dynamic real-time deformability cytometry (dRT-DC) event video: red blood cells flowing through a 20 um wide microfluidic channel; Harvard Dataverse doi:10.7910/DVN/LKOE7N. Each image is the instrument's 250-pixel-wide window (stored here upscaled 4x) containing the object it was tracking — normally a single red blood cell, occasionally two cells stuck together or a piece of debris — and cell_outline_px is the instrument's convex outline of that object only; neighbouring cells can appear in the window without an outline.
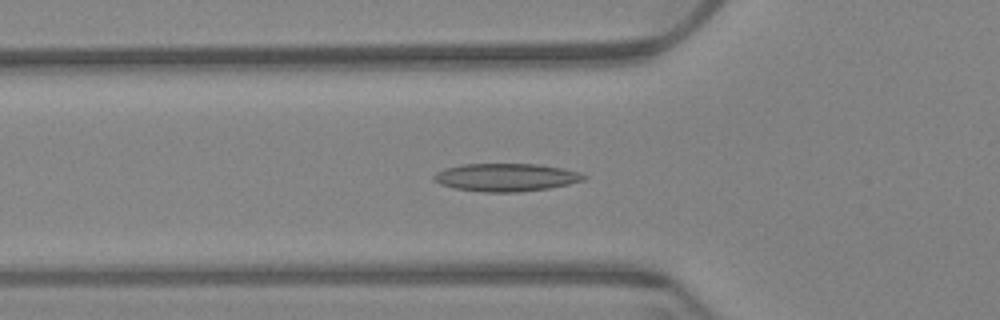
{"species": "Egyptian fruit bat (a non-hibernating species)", "species_latin": "Rousettus aegyptiacus", "temperature_condition": "warm", "stored_images_in_passage": 46, "camera_frame_rate_fps": 3000, "um_per_image_px": 0.085, "animal": {"sex": "female"}, "frame": {"image": 1, "passage_image": 11, "time_ms": 3.333, "image_size_px": [1000, 320], "cell_outline_px": [[588, 176], [584, 180], [568, 184], [548, 188], [520, 192], [484, 192], [456, 188], [440, 184], [432, 180], [432, 176], [436, 172], [444, 168], [464, 164], [536, 164], [564, 168], [580, 172]], "centroid_in_image_um": [43.01, 15.07], "position_along_channel_um": 82.8, "area_um2": 24.45}}
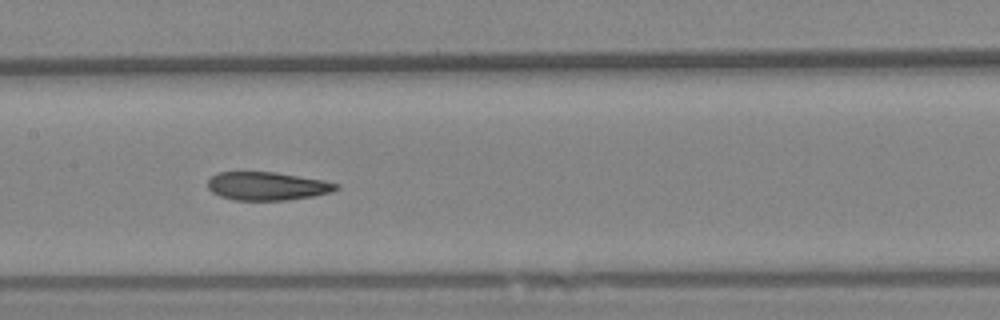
{"frame": {"image": 2, "passage_image": 20, "time_ms": 6.333, "image_size_px": [1000, 320], "cell_outline_px": [[340, 188], [332, 192], [312, 196], [288, 200], [232, 200], [220, 196], [212, 192], [208, 188], [208, 180], [216, 172], [276, 172], [324, 180], [340, 184]], "centroid_in_image_um": [22.73, 15.81], "position_along_channel_um": 184.7, "area_um2": 21.33}}
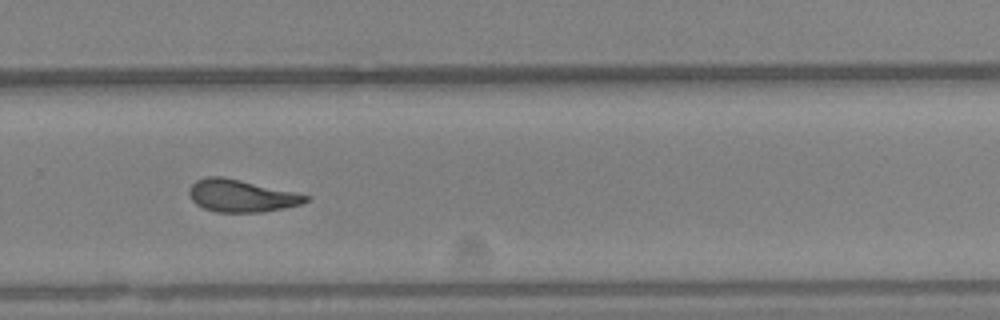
{"frame": {"image": 3, "passage_image": 31, "time_ms": 10.0, "image_size_px": [1000, 320], "cell_outline_px": [[308, 200], [300, 204], [284, 208], [264, 212], [216, 212], [204, 208], [196, 204], [192, 200], [188, 192], [192, 184], [196, 180], [208, 176], [220, 176], [240, 180], [292, 192], [308, 196]], "centroid_in_image_um": [20.45, 16.65], "position_along_channel_um": 309.3, "area_um2": 21.56}, "authors_computed_cell_mechanics": {"area_um2": 22.1952, "velocity_mm_per_s": 3.4021, "shape_relaxation_time_tau1_ms": null, "shape_relaxation_time_tau2_ms": 3.1395, "deformation_change_tau1": null, "deformation_change_tau2": 0.114}}